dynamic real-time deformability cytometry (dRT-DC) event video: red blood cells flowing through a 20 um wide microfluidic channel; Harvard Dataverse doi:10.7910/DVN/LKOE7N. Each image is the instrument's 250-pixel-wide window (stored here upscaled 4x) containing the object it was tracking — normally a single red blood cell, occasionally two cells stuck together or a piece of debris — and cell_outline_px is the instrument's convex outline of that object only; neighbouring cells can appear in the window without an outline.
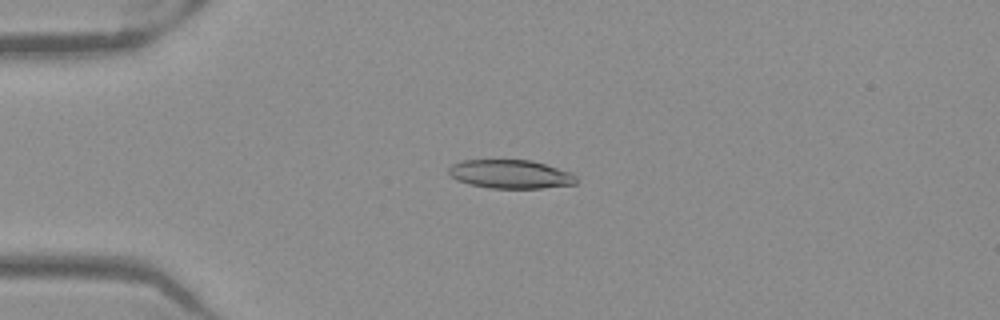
{"species": "Egyptian fruit bat (a non-hibernating species)", "species_latin": "Rousettus aegyptiacus", "temperature_condition": "warm", "stored_images_in_passage": 48, "camera_frame_rate_fps": 3000, "um_per_image_px": 0.085, "frame": {"image": 1, "passage_image": 10, "time_ms": 3.0, "image_size_px": [1000, 320], "cell_outline_px": [[576, 184], [540, 188], [488, 188], [468, 184], [456, 180], [448, 176], [448, 168], [452, 164], [464, 160], [532, 160], [572, 172], [576, 176]], "centroid_in_image_um": [43.36, 14.8], "position_along_channel_um": 41.6, "area_um2": 21.5}}
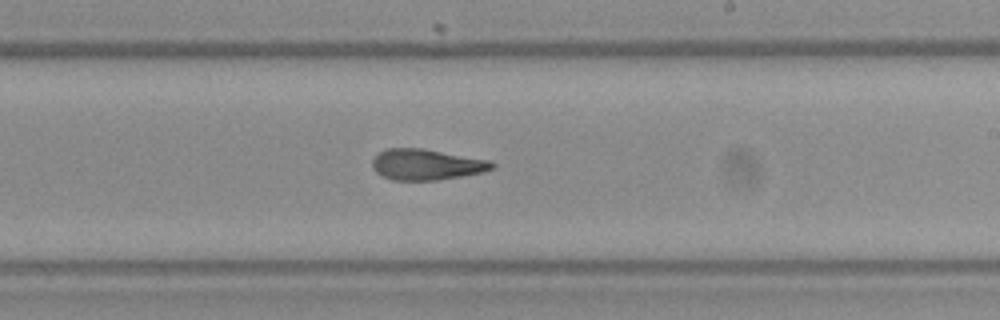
{"frame": {"image": 2, "passage_image": 28, "time_ms": 9.0, "image_size_px": [1000, 320], "cell_outline_px": [[496, 168], [484, 172], [436, 180], [392, 180], [376, 172], [372, 168], [372, 160], [384, 148], [424, 148], [492, 160], [496, 164]], "centroid_in_image_um": [36.29, 13.97], "position_along_channel_um": 252.7, "area_um2": 21.79}}
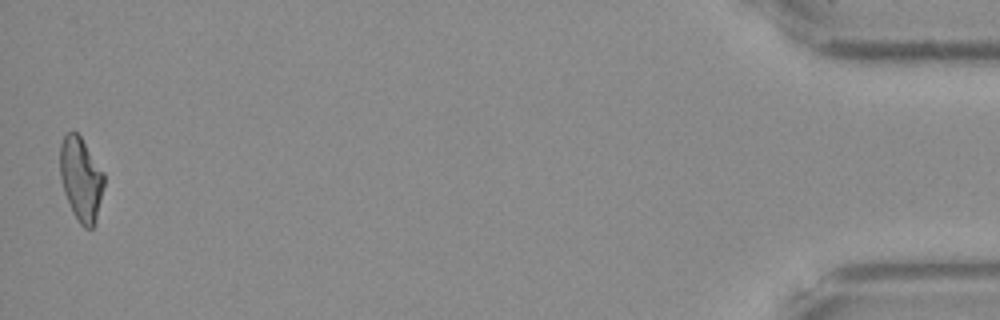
{"frame": {"image": 3, "passage_image": 48, "time_ms": 15.667, "image_size_px": [1000, 320], "cell_outline_px": [[104, 184], [96, 220], [92, 228], [84, 228], [80, 224], [72, 212], [64, 192], [60, 176], [60, 144], [64, 136], [68, 132], [76, 132], [80, 136], [104, 172]], "centroid_in_image_um": [6.88, 15.22], "position_along_channel_um": 428.3, "area_um2": 21.33}, "authors_computed_cell_mechanics": {"area_um2": 21.9351, "velocity_mm_per_s": 3.9908, "shape_relaxation_time_tau1_ms": null, "shape_relaxation_time_tau2_ms": 2.881, "deformation_change_tau1": null, "deformation_change_tau2": 0.1168}}